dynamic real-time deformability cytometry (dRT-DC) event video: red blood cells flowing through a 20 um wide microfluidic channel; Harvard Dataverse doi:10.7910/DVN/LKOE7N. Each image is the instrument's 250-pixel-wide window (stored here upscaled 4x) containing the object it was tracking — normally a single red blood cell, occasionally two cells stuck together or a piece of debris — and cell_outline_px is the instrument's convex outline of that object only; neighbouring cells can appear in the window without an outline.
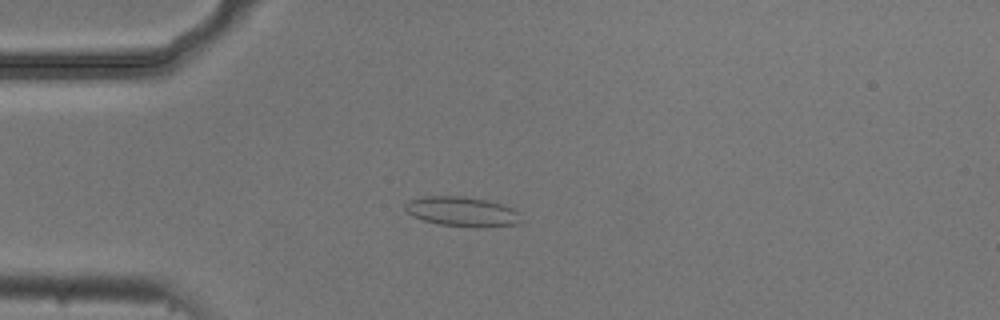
{"species": "common noctule bat (a hibernating species)", "species_latin": "Nyctalus noctula", "temperature_condition": "cold", "stored_images_in_passage": 7, "camera_frame_rate_fps": 3000, "um_per_image_px": 0.085, "animal": {"sex": "male", "body_mass_g": 20.5, "forearm_length_mm": 52.5}, "frame": {"image": 1, "passage_image": 4, "time_ms": 1.0, "image_size_px": [1000, 320], "cell_outline_px": [[520, 224], [440, 224], [424, 220], [412, 216], [404, 208], [404, 204], [408, 200], [424, 196], [464, 196], [488, 200], [512, 208], [520, 212]], "centroid_in_image_um": [39.2, 17.91], "position_along_channel_um": 45.8, "area_um2": 19.07}}
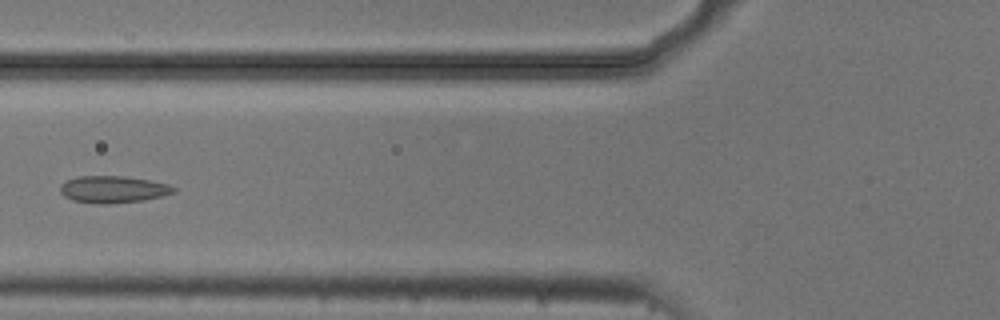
{"frame": {"image": 2, "passage_image": 6, "time_ms": 1.667, "image_size_px": [1000, 320], "cell_outline_px": [[176, 192], [144, 200], [108, 204], [96, 204], [72, 200], [64, 196], [60, 192], [60, 184], [64, 180], [76, 176], [124, 176], [152, 180], [168, 184], [176, 188]], "centroid_in_image_um": [9.58, 16.09], "position_along_channel_um": 116.2, "area_um2": 18.09}}
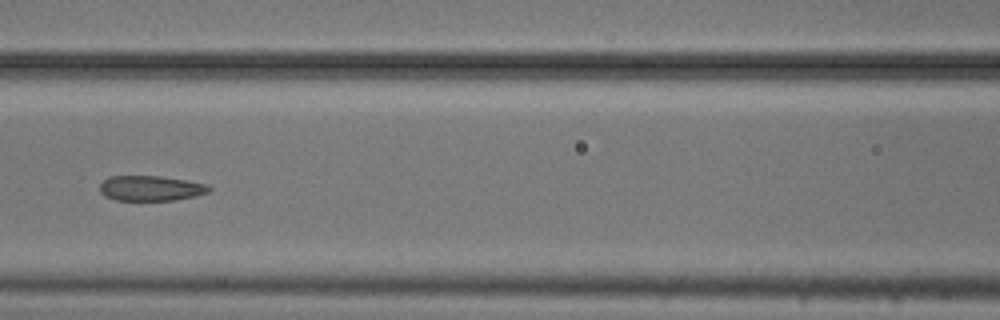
{"frame": {"image": 3, "passage_image": 7, "time_ms": 2.0, "image_size_px": [1000, 320], "cell_outline_px": [[212, 188], [208, 192], [176, 200], [116, 200], [104, 196], [100, 192], [100, 184], [108, 176], [160, 176], [208, 184]], "centroid_in_image_um": [12.78, 16.0], "position_along_channel_um": 153.8, "area_um2": 15.95}}